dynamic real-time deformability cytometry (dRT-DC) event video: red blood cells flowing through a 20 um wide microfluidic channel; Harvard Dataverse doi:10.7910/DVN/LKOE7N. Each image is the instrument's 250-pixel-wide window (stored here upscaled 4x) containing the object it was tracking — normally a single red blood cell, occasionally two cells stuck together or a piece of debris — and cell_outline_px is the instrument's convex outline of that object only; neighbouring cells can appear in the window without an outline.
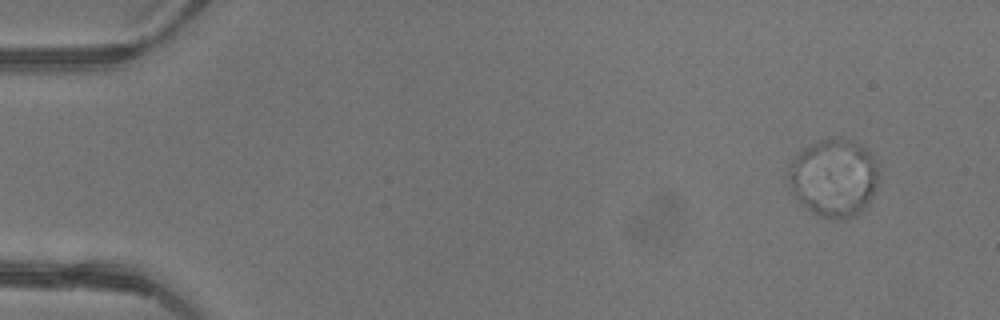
{"species": "common noctule bat (a hibernating species)", "species_latin": "Nyctalus noctula", "temperature_condition": "warm", "stored_images_in_passage": 4, "segment_of_instrument_passage": [1, 3], "camera_frame_rate_fps": 3000, "um_per_image_px": 0.085, "animal": {"sex": "female"}, "frame": {"image": 1, "passage_image": 1, "time_ms": 0.0, "image_size_px": [1000, 320], "cell_outline_px": [[880, 180], [868, 204], [860, 212], [852, 216], [820, 216], [800, 204], [788, 192], [784, 184], [792, 160], [804, 148], [820, 140], [836, 136], [840, 136], [860, 144], [872, 152], [880, 176]], "centroid_in_image_um": [70.84, 15.07], "position_along_channel_um": 14.2, "area_um2": 41.56}}